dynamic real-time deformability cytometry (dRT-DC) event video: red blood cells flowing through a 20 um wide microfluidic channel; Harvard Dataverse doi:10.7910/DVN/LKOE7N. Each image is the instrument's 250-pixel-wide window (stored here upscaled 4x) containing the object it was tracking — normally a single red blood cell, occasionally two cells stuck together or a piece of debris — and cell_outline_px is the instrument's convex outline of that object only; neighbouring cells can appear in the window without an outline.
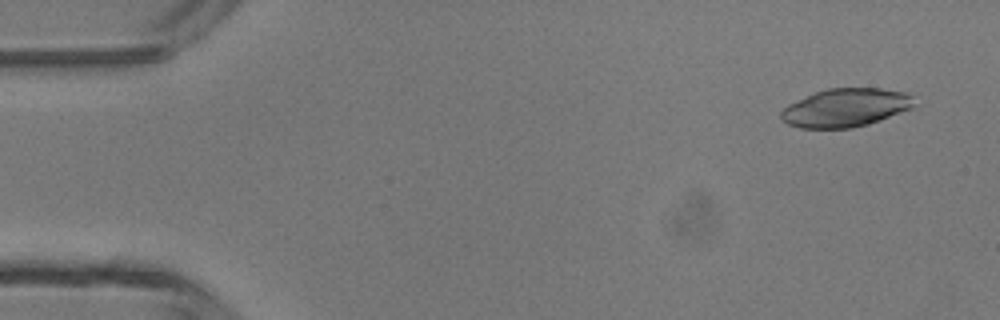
{"species": "common noctule bat (a hibernating species)", "species_latin": "Nyctalus noctula", "temperature_condition": "room temperature", "stored_images_in_passage": 46, "camera_frame_rate_fps": 3000, "um_per_image_px": 0.085, "animal": {"sex": "male", "body_mass_g": 13.3}, "frame": {"image": 1, "passage_image": 3, "time_ms": 0.667, "image_size_px": [1000, 320], "cell_outline_px": [[912, 108], [880, 120], [868, 124], [852, 128], [800, 128], [788, 124], [780, 116], [780, 112], [788, 104], [816, 92], [828, 88], [880, 88], [908, 92], [912, 96]], "centroid_in_image_um": [71.88, 9.15], "position_along_channel_um": 13.1, "area_um2": 29.59}}